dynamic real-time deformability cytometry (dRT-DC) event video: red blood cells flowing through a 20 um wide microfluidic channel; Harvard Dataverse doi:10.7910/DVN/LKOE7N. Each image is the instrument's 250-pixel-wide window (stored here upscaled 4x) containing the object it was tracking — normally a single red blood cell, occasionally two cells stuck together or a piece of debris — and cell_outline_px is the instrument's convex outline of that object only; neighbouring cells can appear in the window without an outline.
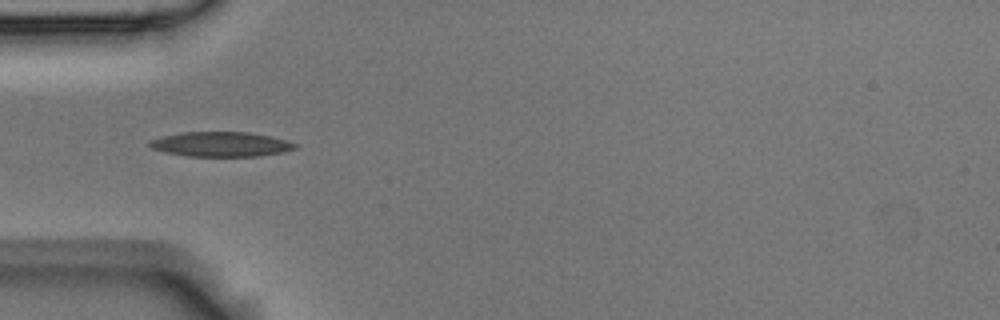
{"species": "Egyptian fruit bat (a non-hibernating species)", "species_latin": "Rousettus aegyptiacus", "temperature_condition": "room temperature", "stored_images_in_passage": 3, "camera_frame_rate_fps": 3000, "um_per_image_px": 0.085, "animal": {"sex": "male"}, "frame": {"image": 1, "passage_image": 3, "time_ms": 0.667, "image_size_px": [1000, 320], "cell_outline_px": [[296, 148], [284, 152], [260, 156], [188, 156], [164, 152], [152, 148], [148, 144], [148, 140], [164, 136], [184, 132], [248, 132], [268, 136], [284, 140], [296, 144]], "centroid_in_image_um": [18.75, 12.26], "position_along_channel_um": 66.3, "area_um2": 20.81}}